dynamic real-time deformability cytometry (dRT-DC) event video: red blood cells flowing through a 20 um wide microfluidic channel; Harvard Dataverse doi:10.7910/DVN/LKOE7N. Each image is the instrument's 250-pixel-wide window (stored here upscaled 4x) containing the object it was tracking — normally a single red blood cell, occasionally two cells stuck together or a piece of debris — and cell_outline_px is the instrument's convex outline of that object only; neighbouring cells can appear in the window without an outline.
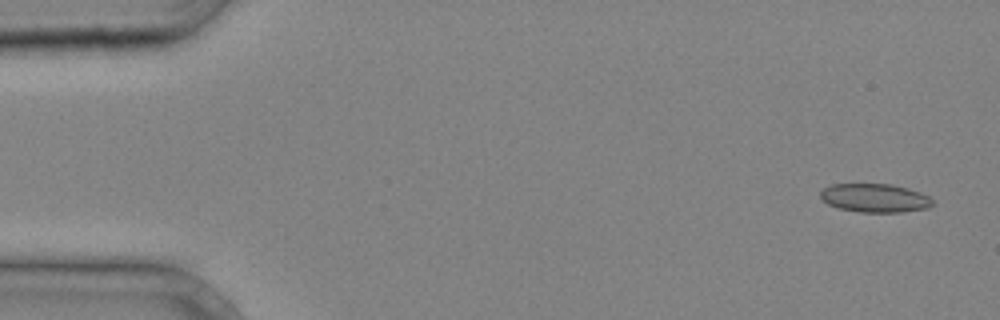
{"species": "common noctule bat (a hibernating species)", "species_latin": "Nyctalus noctula", "temperature_condition": "cold", "stored_images_in_passage": 3, "camera_frame_rate_fps": 3000, "um_per_image_px": 0.085, "animal": {"sex": "male", "body_mass_g": 20.4}, "frame": {"image": 1, "passage_image": 1, "time_ms": 0.0, "image_size_px": [1000, 320], "cell_outline_px": [[932, 204], [928, 208], [900, 212], [860, 212], [840, 208], [828, 204], [820, 196], [820, 192], [824, 188], [832, 184], [892, 184], [908, 188], [920, 192], [928, 196], [932, 200]], "centroid_in_image_um": [74.37, 16.82], "position_along_channel_um": 10.6, "area_um2": 18.55}}
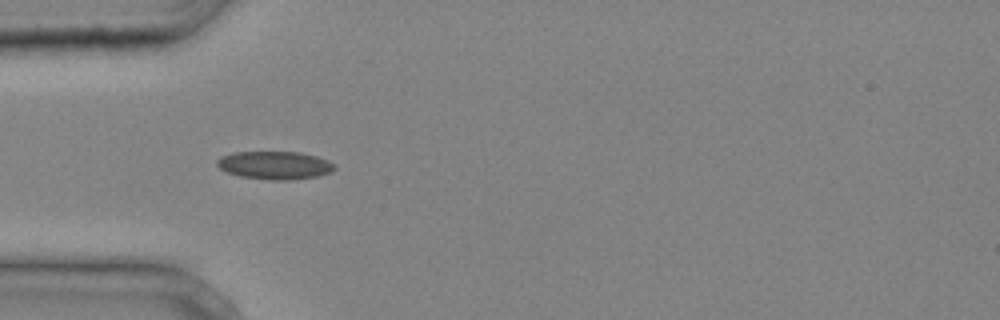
{"frame": {"image": 2, "passage_image": 3, "time_ms": 0.667, "image_size_px": [1000, 320], "cell_outline_px": [[336, 168], [332, 172], [316, 176], [288, 180], [268, 180], [240, 176], [228, 172], [220, 168], [216, 164], [216, 160], [220, 156], [232, 152], [300, 152], [316, 156], [328, 160], [336, 164]], "centroid_in_image_um": [23.36, 14.04], "position_along_channel_um": 61.6, "area_um2": 19.31}}